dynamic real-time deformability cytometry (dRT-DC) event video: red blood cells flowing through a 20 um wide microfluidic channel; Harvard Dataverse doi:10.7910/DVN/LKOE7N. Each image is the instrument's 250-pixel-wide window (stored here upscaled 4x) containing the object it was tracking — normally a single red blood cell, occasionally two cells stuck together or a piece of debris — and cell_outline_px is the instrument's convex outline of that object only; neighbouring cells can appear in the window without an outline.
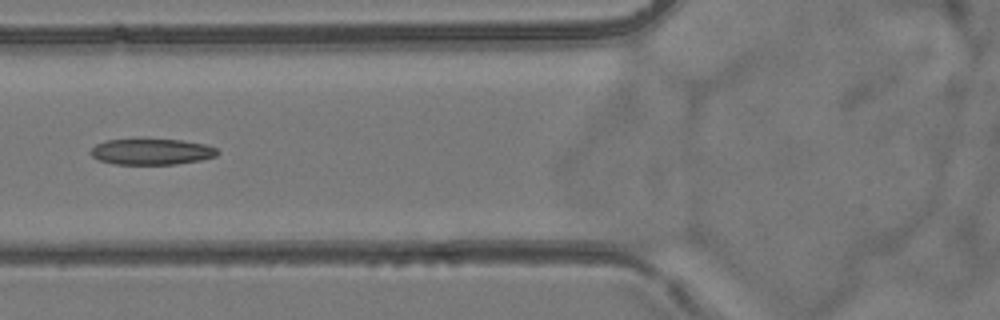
{"species": "common noctule bat (a hibernating species)", "species_latin": "Nyctalus noctula", "temperature_condition": "room temperature", "stored_images_in_passage": 5, "camera_frame_rate_fps": 3000, "um_per_image_px": 0.085, "animal": {"sex": "female", "body_mass_g": 24.6, "forearm_length_mm": 56.2}, "frame": {"image": 1, "passage_image": 5, "time_ms": 4.667, "image_size_px": [1000, 320], "cell_outline_px": [[220, 152], [216, 156], [200, 160], [176, 164], [116, 164], [100, 160], [92, 156], [88, 152], [96, 144], [104, 140], [140, 136], [180, 140], [208, 144], [216, 148]], "centroid_in_image_um": [12.86, 12.84], "position_along_channel_um": 112.9, "area_um2": 20.17}}